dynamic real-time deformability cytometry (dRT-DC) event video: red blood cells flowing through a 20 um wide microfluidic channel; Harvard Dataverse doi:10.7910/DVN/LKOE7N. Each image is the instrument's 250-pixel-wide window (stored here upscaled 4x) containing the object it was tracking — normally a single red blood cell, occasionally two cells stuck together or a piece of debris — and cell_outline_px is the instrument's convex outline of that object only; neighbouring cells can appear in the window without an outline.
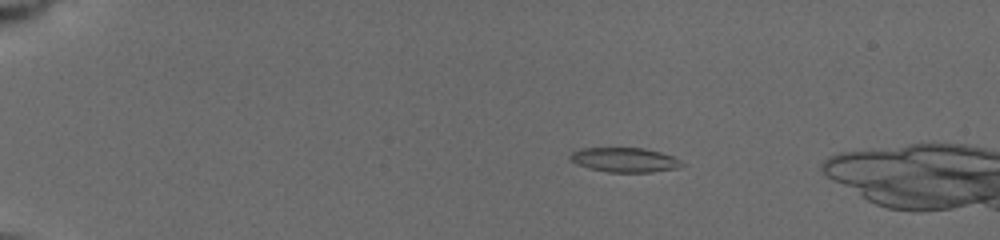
{"species": "common noctule bat (a hibernating species)", "species_latin": "Nyctalus noctula", "temperature_condition": "cold", "stored_images_in_passage": 11, "camera_frame_rate_fps": 3000, "um_per_image_px": 0.085, "animal": {"sex": "female", "body_mass_g": 19.5, "forearm_length_mm": 54.1}, "frame": {"image": 1, "passage_image": 7, "time_ms": 3.667, "image_size_px": [1000, 240], "cell_outline_px": [[684, 164], [676, 168], [652, 172], [608, 172], [588, 168], [576, 164], [568, 156], [572, 152], [580, 148], [644, 148], [660, 152], [672, 156], [680, 160]], "centroid_in_image_um": [53.06, 13.59], "position_along_channel_um": 31.9, "area_um2": 15.9}}
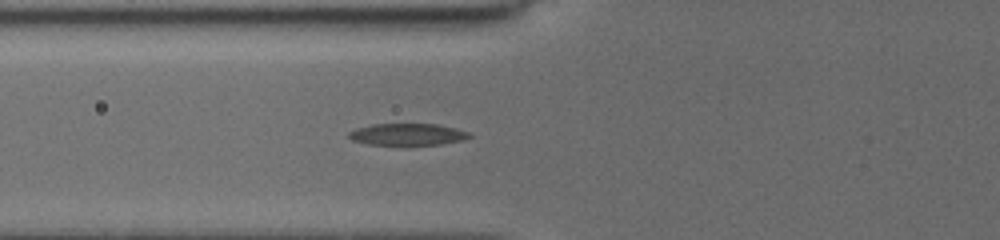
{"frame": {"image": 2, "passage_image": 11, "time_ms": 7.333, "image_size_px": [1000, 240], "cell_outline_px": [[472, 136], [464, 140], [440, 144], [404, 148], [368, 144], [352, 140], [348, 136], [348, 132], [356, 128], [372, 124], [440, 124], [472, 132]], "centroid_in_image_um": [34.66, 11.46], "position_along_channel_um": 91.1, "area_um2": 16.36}}